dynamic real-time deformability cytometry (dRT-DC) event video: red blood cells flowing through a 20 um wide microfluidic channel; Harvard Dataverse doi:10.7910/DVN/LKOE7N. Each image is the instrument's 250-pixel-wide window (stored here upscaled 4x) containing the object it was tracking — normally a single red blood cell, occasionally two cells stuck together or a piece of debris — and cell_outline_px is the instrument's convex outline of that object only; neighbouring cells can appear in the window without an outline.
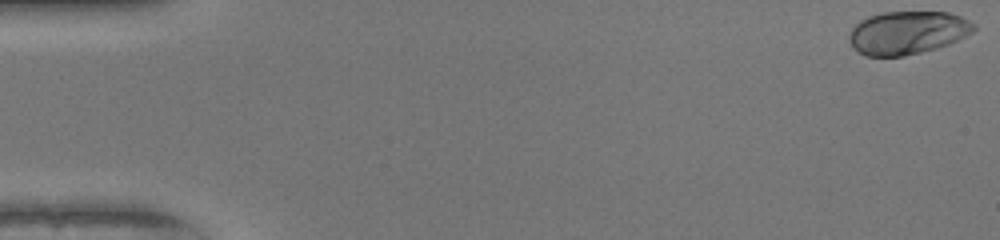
{"species": "human", "species_latin": "Homo sapiens", "temperature_condition": "warm", "stored_images_in_passage": 51, "camera_frame_rate_fps": 3000, "um_per_image_px": 0.085, "donor": {"sex": "female"}, "frame": {"image": 1, "passage_image": 1, "time_ms": 0.0, "image_size_px": [1000, 240], "cell_outline_px": [[976, 28], [972, 32], [948, 44], [936, 48], [904, 56], [868, 56], [852, 48], [848, 40], [848, 36], [852, 28], [860, 20], [868, 16], [880, 12], [948, 12], [960, 16], [976, 24]], "centroid_in_image_um": [77.1, 2.77], "position_along_channel_um": 7.9, "area_um2": 31.33}}
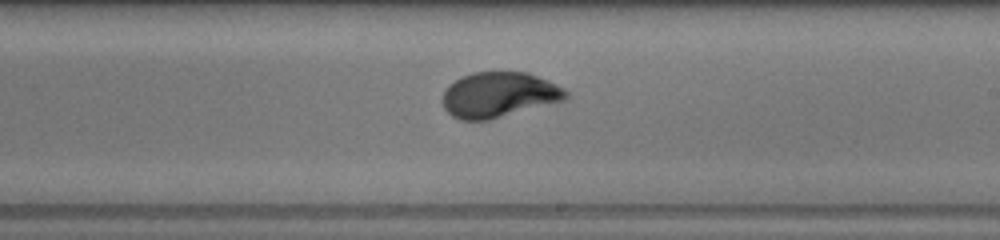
{"frame": {"image": 2, "passage_image": 30, "time_ms": 9.667, "image_size_px": [1000, 240], "cell_outline_px": [[568, 96], [564, 100], [488, 120], [460, 120], [452, 116], [444, 108], [440, 100], [444, 88], [448, 84], [472, 72], [528, 72], [548, 80], [564, 88], [568, 92]], "centroid_in_image_um": [42.36, 8.05], "position_along_channel_um": 246.6, "area_um2": 32.66}}
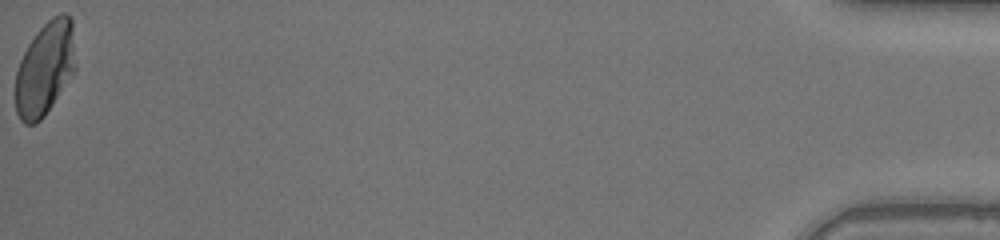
{"frame": {"image": 3, "passage_image": 51, "time_ms": 16.667, "image_size_px": [1000, 240], "cell_outline_px": [[76, 72], [44, 116], [36, 124], [24, 124], [20, 120], [16, 112], [16, 72], [20, 60], [28, 44], [36, 32], [52, 16], [60, 12], [68, 12], [72, 16], [76, 64]], "centroid_in_image_um": [3.86, 5.8], "position_along_channel_um": 431.3, "area_um2": 33.35}, "authors_computed_cell_mechanics": {"area_um2": 32.0212, "velocity_mm_per_s": 4.1174, "shape_relaxation_time_tau1_ms": 3.4151, "shape_relaxation_time_tau2_ms": null, "deformation_change_tau1": 0.1768, "deformation_change_tau2": null}}